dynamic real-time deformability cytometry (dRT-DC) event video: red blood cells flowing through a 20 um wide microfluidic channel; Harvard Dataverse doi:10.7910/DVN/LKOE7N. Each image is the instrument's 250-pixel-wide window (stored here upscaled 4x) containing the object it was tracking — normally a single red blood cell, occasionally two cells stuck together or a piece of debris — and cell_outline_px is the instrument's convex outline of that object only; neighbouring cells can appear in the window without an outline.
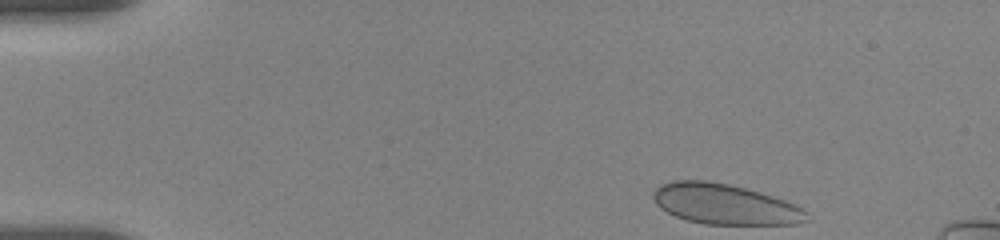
{"species": "human", "species_latin": "Homo sapiens", "temperature_condition": "room temperature", "stored_images_in_passage": 18, "camera_frame_rate_fps": 3000, "um_per_image_px": 0.085, "donor": {"sex": "female"}, "frame": {"image": 1, "passage_image": 1, "time_ms": 0.0, "image_size_px": [1000, 240], "cell_outline_px": [[812, 220], [796, 224], [704, 224], [688, 220], [676, 216], [660, 208], [656, 204], [652, 196], [652, 192], [660, 184], [672, 180], [708, 180], [728, 184], [760, 192], [796, 204], [804, 208], [808, 212]], "centroid_in_image_um": [61.64, 17.35], "position_along_channel_um": 23.4, "area_um2": 36.41}}
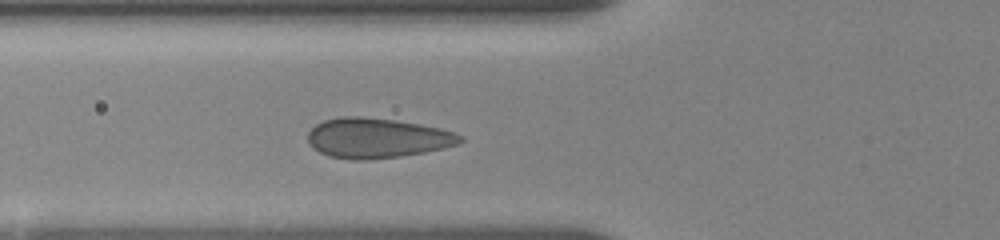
{"frame": {"image": 2, "passage_image": 14, "time_ms": 4.333, "image_size_px": [1000, 240], "cell_outline_px": [[464, 140], [460, 144], [444, 148], [424, 152], [400, 156], [364, 160], [352, 160], [328, 156], [312, 148], [308, 144], [308, 132], [316, 124], [324, 120], [340, 116], [360, 116], [392, 120], [420, 124], [440, 128], [464, 136]], "centroid_in_image_um": [32.04, 11.74], "position_along_channel_um": 93.8, "area_um2": 35.6}}
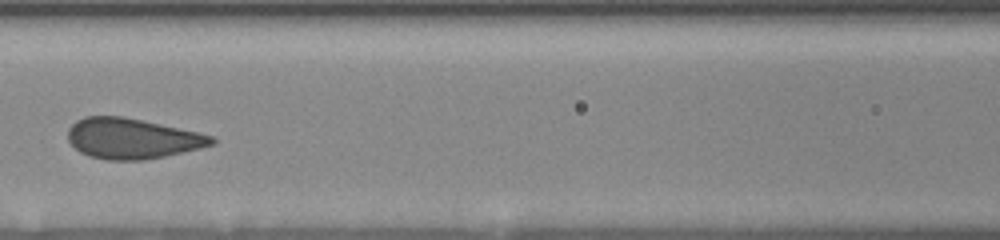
{"frame": {"image": 3, "passage_image": 17, "time_ms": 6.0, "image_size_px": [1000, 240], "cell_outline_px": [[216, 144], [184, 152], [144, 160], [108, 160], [88, 156], [80, 152], [68, 140], [68, 128], [76, 120], [84, 116], [124, 116], [216, 136]], "centroid_in_image_um": [11.25, 11.77], "position_along_channel_um": 155.4, "area_um2": 34.04}}